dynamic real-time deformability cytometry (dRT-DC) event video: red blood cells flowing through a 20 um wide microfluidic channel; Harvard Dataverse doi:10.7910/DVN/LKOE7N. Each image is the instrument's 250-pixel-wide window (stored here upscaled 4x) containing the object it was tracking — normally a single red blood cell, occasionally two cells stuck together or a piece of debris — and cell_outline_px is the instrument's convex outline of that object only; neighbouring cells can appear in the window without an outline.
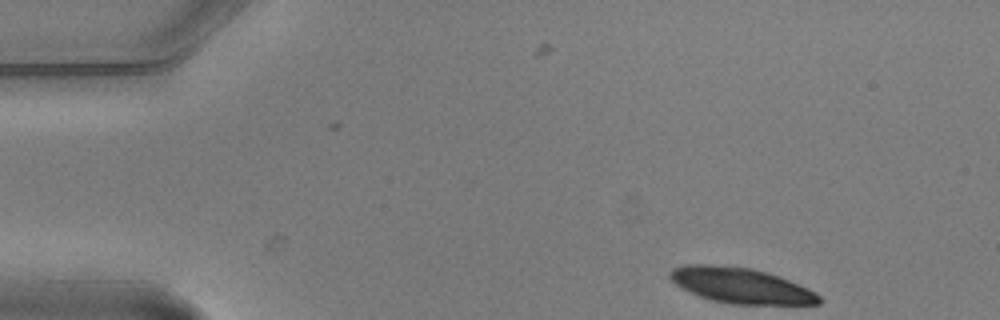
{"species": "common noctule bat (a hibernating species)", "species_latin": "Nyctalus noctula", "temperature_condition": "warm", "stored_images_in_passage": 6, "camera_frame_rate_fps": 3000, "um_per_image_px": 0.085, "animal": {"sex": "male", "body_mass_g": 20.5, "forearm_length_mm": 52.5}, "frame": {"image": 1, "passage_image": 1, "time_ms": 0.0, "image_size_px": [1000, 320], "cell_outline_px": [[824, 300], [820, 304], [732, 304], [712, 300], [700, 296], [680, 288], [668, 276], [668, 272], [672, 268], [688, 264], [708, 264], [752, 268], [780, 276], [808, 288], [816, 292]], "centroid_in_image_um": [62.98, 24.26], "position_along_channel_um": 22.0, "area_um2": 30.92}}